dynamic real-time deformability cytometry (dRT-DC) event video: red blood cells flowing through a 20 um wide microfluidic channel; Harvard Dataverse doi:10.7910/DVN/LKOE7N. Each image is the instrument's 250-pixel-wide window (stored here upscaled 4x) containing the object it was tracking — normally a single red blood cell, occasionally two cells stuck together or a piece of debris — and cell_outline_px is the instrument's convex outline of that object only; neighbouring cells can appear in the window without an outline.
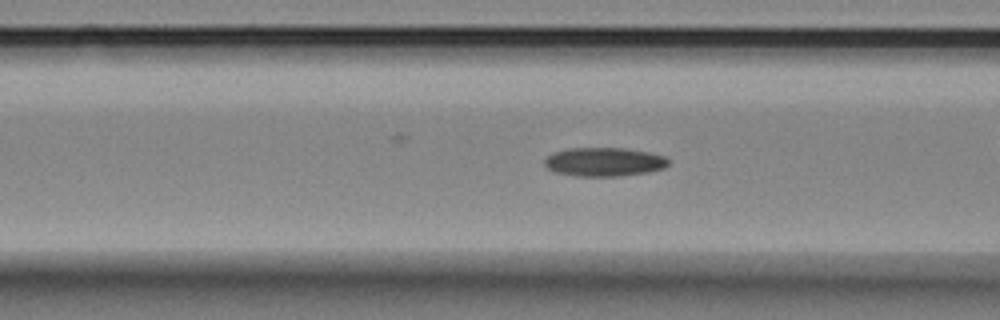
{"species": "Egyptian fruit bat (a non-hibernating species)", "species_latin": "Rousettus aegyptiacus", "temperature_condition": "room temperature", "stored_images_in_passage": 41, "camera_frame_rate_fps": 3000, "um_per_image_px": 0.085, "animal": {"sex": "female"}, "frame": {"image": 1, "passage_image": 5, "time_ms": 1.333, "image_size_px": [1000, 320], "cell_outline_px": [[668, 164], [664, 168], [648, 172], [620, 176], [576, 176], [552, 172], [544, 164], [544, 160], [552, 152], [568, 148], [624, 148], [648, 152], [664, 156], [668, 160]], "centroid_in_image_um": [51.31, 13.76], "position_along_channel_um": 115.3, "area_um2": 20.87}}
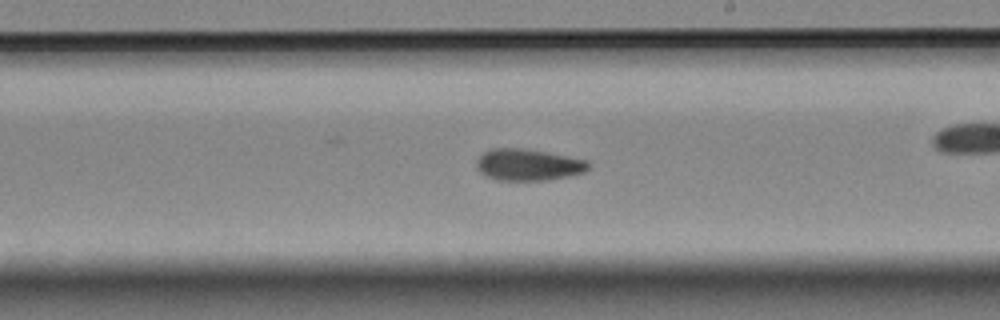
{"frame": {"image": 2, "passage_image": 16, "time_ms": 5.0, "image_size_px": [1000, 320], "cell_outline_px": [[588, 168], [584, 172], [568, 176], [548, 180], [496, 180], [484, 176], [476, 168], [476, 160], [484, 152], [492, 148], [520, 148], [544, 152], [588, 160]], "centroid_in_image_um": [44.84, 14.01], "position_along_channel_um": 244.2, "area_um2": 20.52}}
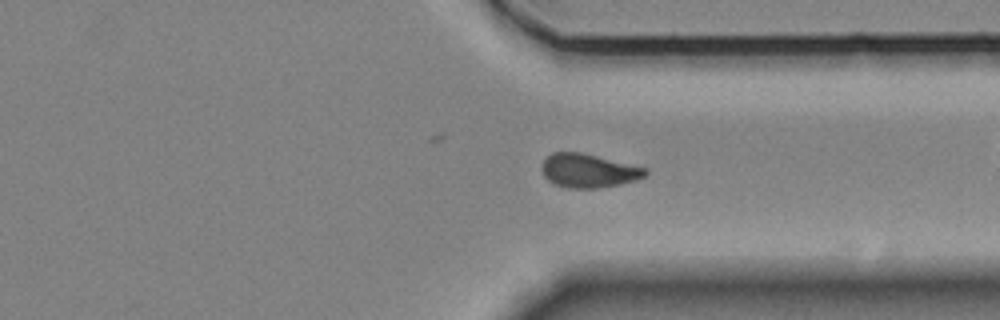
{"frame": {"image": 3, "passage_image": 26, "time_ms": 8.333, "image_size_px": [1000, 320], "cell_outline_px": [[648, 176], [636, 180], [620, 184], [596, 188], [568, 188], [552, 184], [544, 176], [540, 168], [544, 160], [552, 152], [580, 152], [644, 168], [648, 172]], "centroid_in_image_um": [49.98, 14.52], "position_along_channel_um": 361.4, "area_um2": 20.23}}